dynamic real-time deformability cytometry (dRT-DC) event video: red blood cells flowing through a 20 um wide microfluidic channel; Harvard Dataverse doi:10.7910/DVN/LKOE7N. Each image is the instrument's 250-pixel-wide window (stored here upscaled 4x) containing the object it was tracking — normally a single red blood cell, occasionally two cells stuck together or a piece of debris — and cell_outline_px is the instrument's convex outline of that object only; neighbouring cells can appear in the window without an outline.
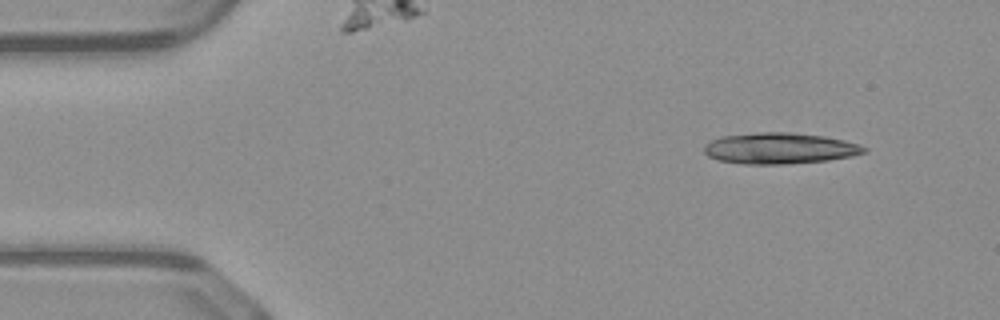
{"species": "common noctule bat (a hibernating species)", "species_latin": "Nyctalus noctula", "temperature_condition": "warm", "stored_images_in_passage": 13, "camera_frame_rate_fps": 3000, "um_per_image_px": 0.085, "animal": {"sex": "male", "body_mass_g": 23.1, "forearm_length_mm": 52.7}, "frame": {"image": 1, "passage_image": 1, "time_ms": 0.0, "image_size_px": [1000, 320], "cell_outline_px": [[868, 152], [852, 156], [828, 160], [784, 164], [744, 164], [720, 160], [708, 156], [704, 152], [704, 144], [720, 136], [756, 132], [792, 132], [824, 136], [844, 140], [868, 148]], "centroid_in_image_um": [66.27, 12.6], "position_along_channel_um": 18.7, "area_um2": 29.07}}